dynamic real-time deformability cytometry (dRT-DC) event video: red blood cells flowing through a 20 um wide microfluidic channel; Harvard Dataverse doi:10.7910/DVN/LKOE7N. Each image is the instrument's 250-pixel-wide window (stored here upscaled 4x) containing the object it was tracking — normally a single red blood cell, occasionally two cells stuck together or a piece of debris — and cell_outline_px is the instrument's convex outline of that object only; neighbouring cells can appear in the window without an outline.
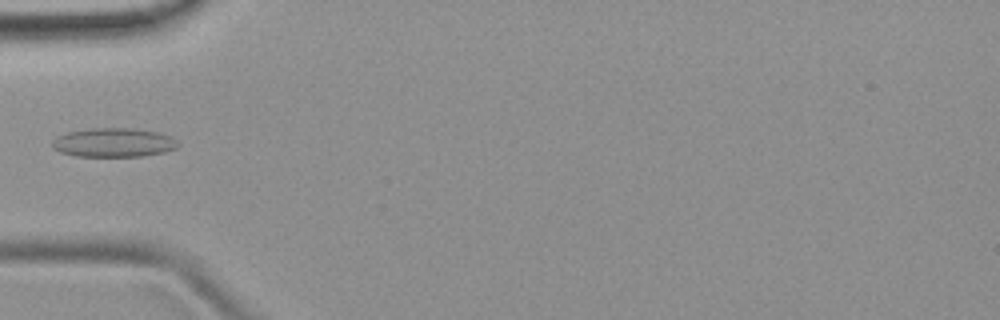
{"species": "common noctule bat (a hibernating species)", "species_latin": "Nyctalus noctula", "temperature_condition": "room temperature", "stored_images_in_passage": 5, "camera_frame_rate_fps": 3000, "um_per_image_px": 0.085, "animal": {"sex": "female", "body_mass_g": 19.9}, "frame": {"image": 1, "passage_image": 4, "time_ms": 3.667, "image_size_px": [1000, 320], "cell_outline_px": [[180, 144], [176, 148], [164, 152], [144, 156], [76, 156], [60, 152], [52, 148], [52, 140], [56, 136], [64, 132], [92, 128], [136, 128], [160, 132], [172, 136]], "centroid_in_image_um": [9.66, 12.1], "position_along_channel_um": 75.3, "area_um2": 21.62}}
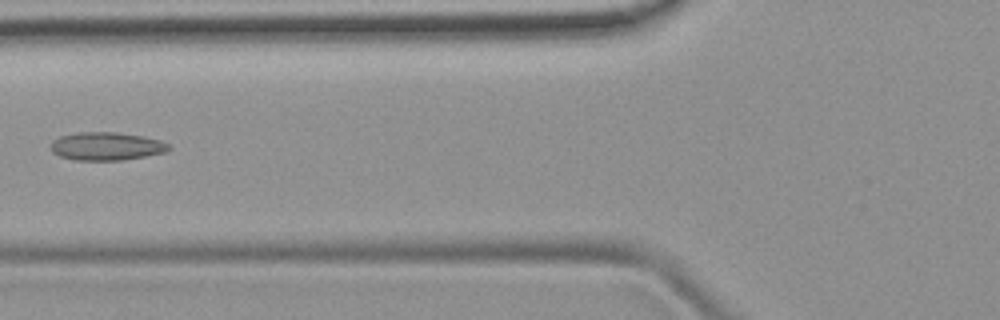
{"frame": {"image": 2, "passage_image": 5, "time_ms": 4.667, "image_size_px": [1000, 320], "cell_outline_px": [[172, 148], [168, 152], [120, 160], [76, 160], [60, 156], [52, 152], [48, 144], [52, 140], [60, 136], [76, 132], [116, 132], [144, 136], [160, 140], [168, 144]], "centroid_in_image_um": [9.03, 12.42], "position_along_channel_um": 116.8, "area_um2": 19.54}}